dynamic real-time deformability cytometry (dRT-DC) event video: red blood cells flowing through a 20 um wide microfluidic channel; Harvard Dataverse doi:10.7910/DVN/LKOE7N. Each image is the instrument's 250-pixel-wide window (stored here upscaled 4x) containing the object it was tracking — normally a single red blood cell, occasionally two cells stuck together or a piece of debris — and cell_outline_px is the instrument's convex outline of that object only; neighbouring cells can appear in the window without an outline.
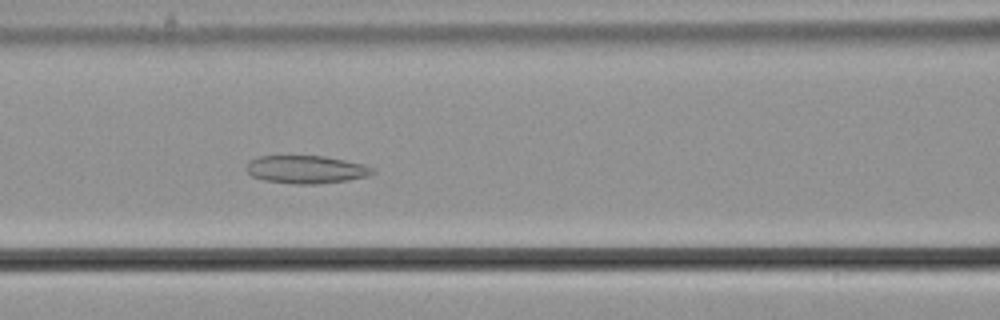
{"species": "common noctule bat (a hibernating species)", "species_latin": "Nyctalus noctula", "temperature_condition": "cold", "stored_images_in_passage": 25, "camera_frame_rate_fps": 3000, "um_per_image_px": 0.085, "animal": {"sex": "male", "body_mass_g": 21.5, "forearm_length_mm": 52.0}, "frame": {"image": 1, "passage_image": 7, "time_ms": 2.0, "image_size_px": [1000, 320], "cell_outline_px": [[376, 172], [368, 176], [348, 180], [316, 184], [292, 184], [264, 180], [252, 176], [244, 168], [248, 160], [260, 156], [324, 156], [364, 164], [372, 168]], "centroid_in_image_um": [25.99, 14.4], "position_along_channel_um": 140.6, "area_um2": 20.63}}
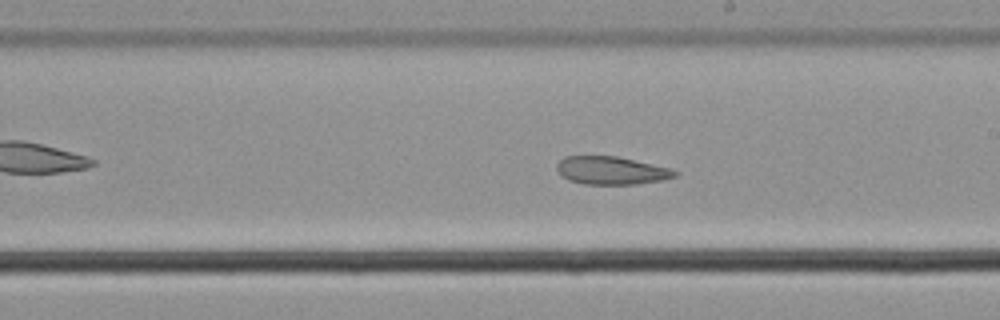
{"frame": {"image": 2, "passage_image": 15, "time_ms": 4.667, "image_size_px": [1000, 320], "cell_outline_px": [[680, 172], [676, 176], [664, 180], [636, 184], [584, 184], [568, 180], [560, 176], [556, 168], [556, 164], [564, 156], [616, 156], [668, 168]], "centroid_in_image_um": [51.92, 14.5], "position_along_channel_um": 237.1, "area_um2": 19.25}}
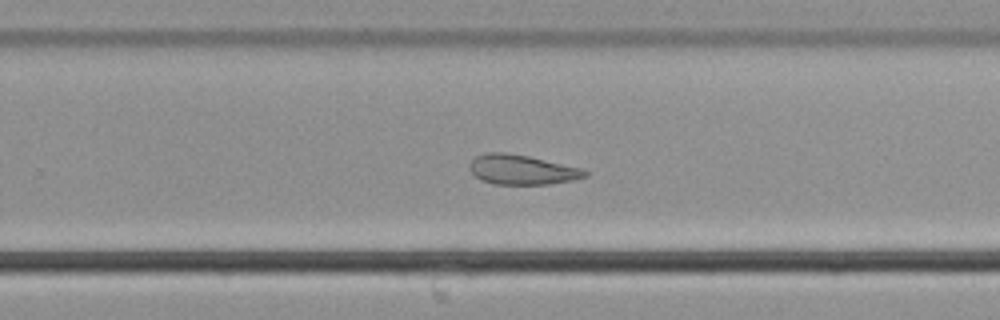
{"frame": {"image": 3, "passage_image": 19, "time_ms": 6.0, "image_size_px": [1000, 320], "cell_outline_px": [[588, 176], [572, 180], [548, 184], [492, 184], [480, 180], [468, 168], [472, 160], [476, 156], [488, 152], [508, 152], [528, 156], [580, 168], [588, 172]], "centroid_in_image_um": [44.33, 14.42], "position_along_channel_um": 285.5, "area_um2": 19.88}}